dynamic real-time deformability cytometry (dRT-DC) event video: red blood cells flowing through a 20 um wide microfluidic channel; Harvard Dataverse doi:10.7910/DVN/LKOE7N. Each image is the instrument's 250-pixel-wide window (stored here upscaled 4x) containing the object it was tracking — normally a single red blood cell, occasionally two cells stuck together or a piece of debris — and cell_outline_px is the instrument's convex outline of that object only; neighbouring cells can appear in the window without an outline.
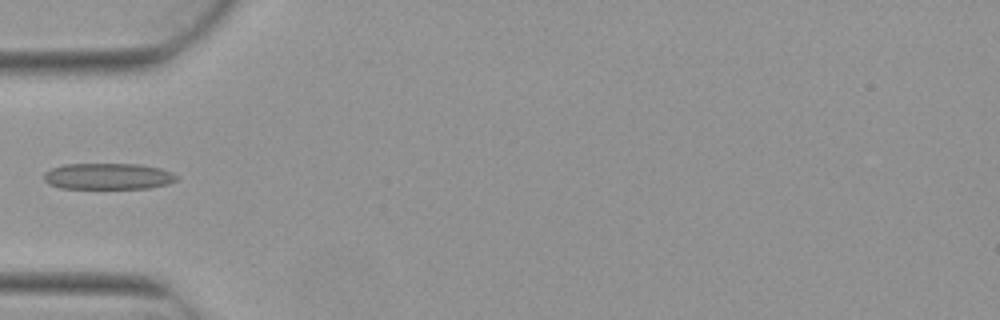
{"species": "Egyptian fruit bat (a non-hibernating species)", "species_latin": "Rousettus aegyptiacus", "temperature_condition": "warm", "stored_images_in_passage": 1, "camera_frame_rate_fps": 3000, "um_per_image_px": 0.085, "animal": {"sex": "female"}, "frame": {"image": 1, "passage_image": 1, "time_ms": 0.0, "image_size_px": [1000, 320], "cell_outline_px": [[176, 180], [168, 184], [148, 188], [60, 188], [48, 184], [44, 180], [44, 172], [52, 168], [64, 164], [140, 164], [160, 168], [172, 172], [176, 176]], "centroid_in_image_um": [9.16, 14.98], "position_along_channel_um": 75.8, "area_um2": 20.29}}